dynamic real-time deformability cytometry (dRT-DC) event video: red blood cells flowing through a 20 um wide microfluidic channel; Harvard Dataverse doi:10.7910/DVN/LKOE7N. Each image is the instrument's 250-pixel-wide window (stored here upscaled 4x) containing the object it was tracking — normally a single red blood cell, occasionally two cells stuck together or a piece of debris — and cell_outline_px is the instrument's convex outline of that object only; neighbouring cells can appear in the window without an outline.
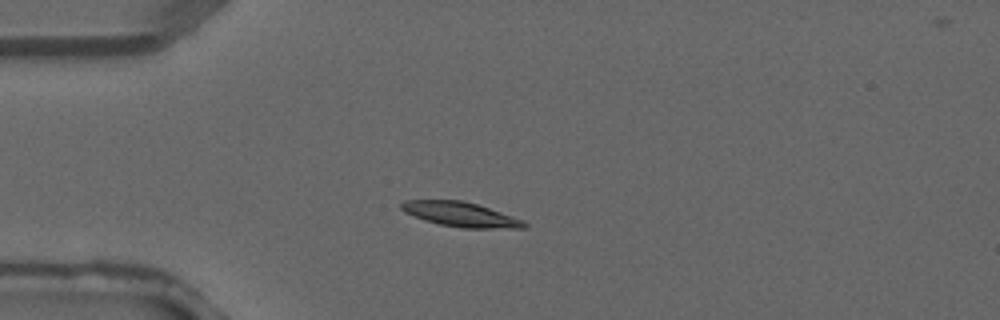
{"species": "common noctule bat (a hibernating species)", "species_latin": "Nyctalus noctula", "temperature_condition": "warm", "stored_images_in_passage": 3, "camera_frame_rate_fps": 3000, "um_per_image_px": 0.085, "animal": {"sex": "male", "forearm_length_mm": 52.5}, "frame": {"image": 1, "passage_image": 3, "time_ms": 0.667, "image_size_px": [1000, 320], "cell_outline_px": [[528, 228], [464, 228], [440, 224], [424, 220], [404, 212], [400, 208], [400, 204], [404, 200], [464, 200], [524, 220], [528, 224]], "centroid_in_image_um": [39.15, 18.22], "position_along_channel_um": 45.9, "area_um2": 17.57}}